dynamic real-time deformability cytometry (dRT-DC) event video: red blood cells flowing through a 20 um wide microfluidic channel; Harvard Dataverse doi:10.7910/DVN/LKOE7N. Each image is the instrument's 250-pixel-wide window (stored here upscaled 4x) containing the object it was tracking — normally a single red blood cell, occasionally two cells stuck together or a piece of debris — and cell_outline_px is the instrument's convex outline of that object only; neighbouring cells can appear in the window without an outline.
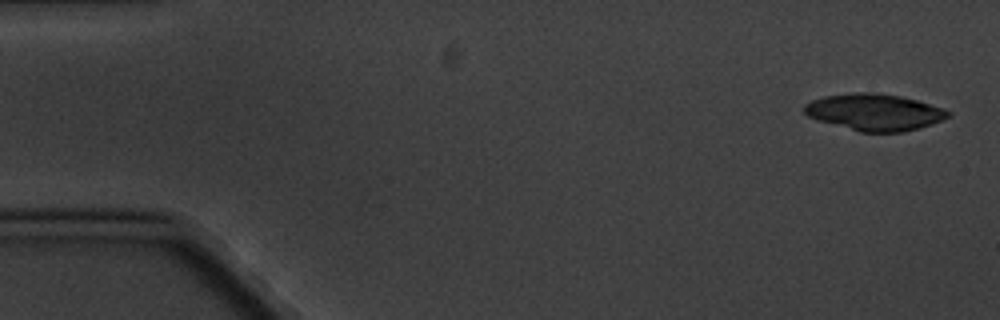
{"species": "common noctule bat (a hibernating species)", "species_latin": "Nyctalus noctula", "temperature_condition": "cold", "stored_images_in_passage": 10, "segment_of_instrument_passage": [1, 2], "camera_frame_rate_fps": 3000, "um_per_image_px": 0.085, "animal": {"sex": "male", "body_mass_g": 20.1, "forearm_length_mm": 53.5}, "frame": {"image": 1, "passage_image": 1, "time_ms": 0.0, "image_size_px": [1000, 320], "cell_outline_px": [[952, 116], [920, 128], [904, 132], [860, 132], [816, 120], [808, 116], [804, 112], [804, 104], [812, 100], [824, 96], [856, 92], [872, 92], [900, 96], [916, 100], [952, 112]], "centroid_in_image_um": [74.31, 9.54], "position_along_channel_um": 10.7, "area_um2": 30.69}}